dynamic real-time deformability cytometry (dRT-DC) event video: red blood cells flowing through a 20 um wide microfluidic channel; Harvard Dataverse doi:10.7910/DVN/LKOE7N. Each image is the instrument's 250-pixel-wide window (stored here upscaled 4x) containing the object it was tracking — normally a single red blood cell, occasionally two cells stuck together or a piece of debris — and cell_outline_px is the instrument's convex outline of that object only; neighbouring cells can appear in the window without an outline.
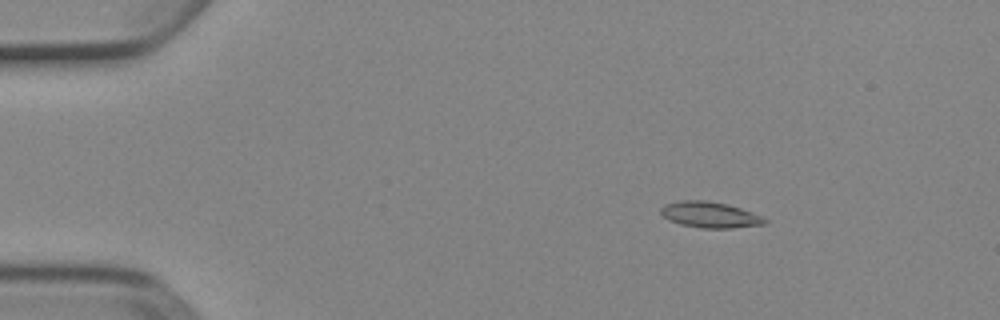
{"species": "Egyptian fruit bat (a non-hibernating species)", "species_latin": "Rousettus aegyptiacus", "temperature_condition": "cold", "stored_images_in_passage": 53, "camera_frame_rate_fps": 3000, "um_per_image_px": 0.085, "animal": {"sex": "female"}, "frame": {"image": 1, "passage_image": 9, "time_ms": 2.667, "image_size_px": [1000, 320], "cell_outline_px": [[768, 220], [764, 224], [732, 228], [700, 228], [680, 224], [668, 220], [660, 212], [660, 208], [664, 204], [680, 200], [704, 200], [728, 204], [764, 216]], "centroid_in_image_um": [60.34, 18.25], "position_along_channel_um": 24.7, "area_um2": 15.84}}
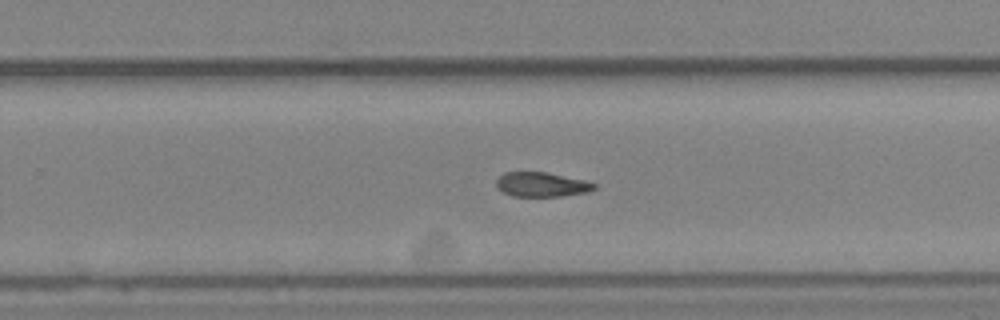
{"frame": {"image": 2, "passage_image": 35, "time_ms": 11.333, "image_size_px": [1000, 320], "cell_outline_px": [[596, 188], [588, 192], [560, 196], [512, 196], [496, 188], [496, 180], [504, 172], [548, 172], [584, 180], [596, 184]], "centroid_in_image_um": [46.03, 15.68], "position_along_channel_um": 283.8, "area_um2": 13.99}}
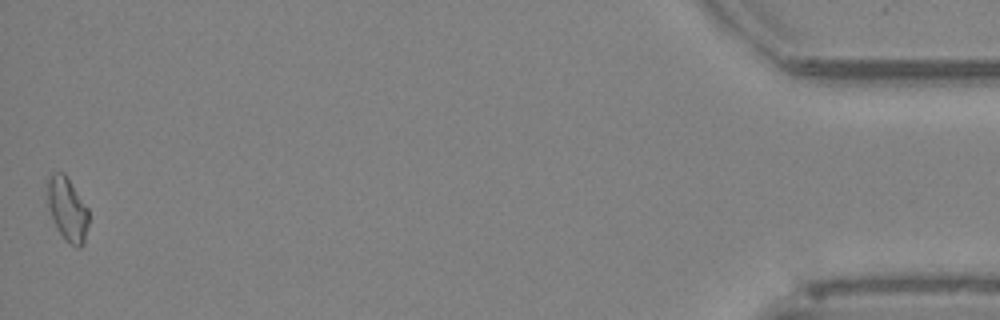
{"frame": {"image": 3, "passage_image": 53, "time_ms": 17.333, "image_size_px": [1000, 320], "cell_outline_px": [[88, 224], [84, 244], [80, 248], [76, 248], [64, 240], [48, 208], [48, 176], [52, 172], [64, 172], [88, 208]], "centroid_in_image_um": [5.74, 17.79], "position_along_channel_um": 429.5, "area_um2": 15.2}}